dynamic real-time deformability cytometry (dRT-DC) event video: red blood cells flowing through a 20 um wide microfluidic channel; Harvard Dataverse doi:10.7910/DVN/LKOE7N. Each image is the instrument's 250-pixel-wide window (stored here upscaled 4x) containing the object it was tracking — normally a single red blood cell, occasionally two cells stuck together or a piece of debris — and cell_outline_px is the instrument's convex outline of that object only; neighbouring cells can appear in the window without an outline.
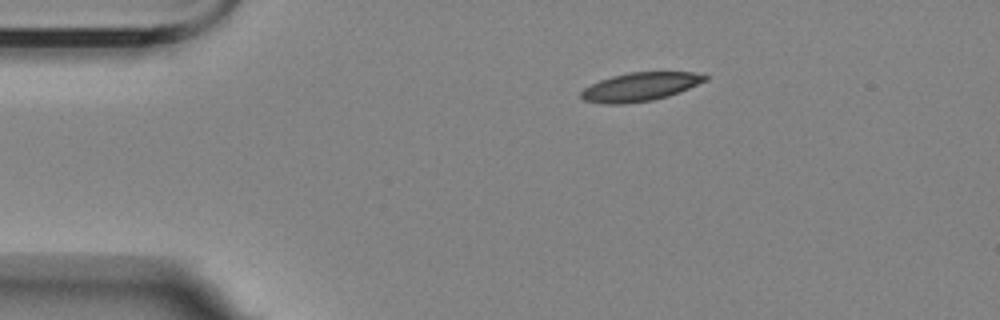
{"species": "Egyptian fruit bat (a non-hibernating species)", "species_latin": "Rousettus aegyptiacus", "temperature_condition": "room temperature", "stored_images_in_passage": 4, "camera_frame_rate_fps": 3000, "um_per_image_px": 0.085, "animal": {"sex": "female"}, "frame": {"image": 1, "passage_image": 1, "time_ms": 0.0, "image_size_px": [1000, 320], "cell_outline_px": [[708, 80], [668, 96], [652, 100], [624, 104], [608, 104], [584, 100], [580, 96], [580, 92], [584, 88], [600, 80], [612, 76], [628, 72], [692, 72], [708, 76]], "centroid_in_image_um": [54.4, 7.37], "position_along_channel_um": 30.6, "area_um2": 20.46}}
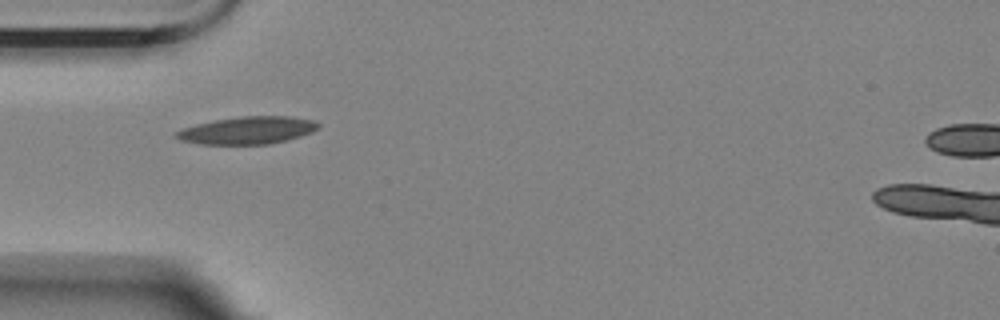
{"frame": {"image": 2, "passage_image": 3, "time_ms": 2.333, "image_size_px": [1000, 320], "cell_outline_px": [[320, 128], [312, 132], [300, 136], [268, 144], [200, 144], [180, 140], [172, 136], [172, 132], [196, 124], [216, 120], [240, 116], [292, 116], [316, 120], [320, 124]], "centroid_in_image_um": [21.03, 11.07], "position_along_channel_um": 64.0, "area_um2": 22.89}}
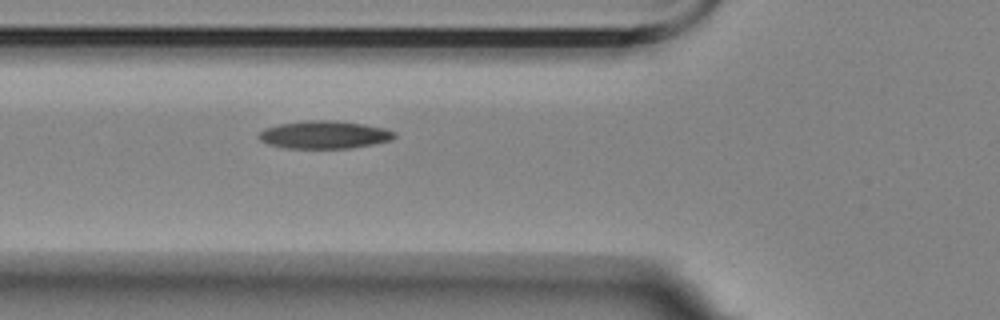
{"frame": {"image": 3, "passage_image": 4, "time_ms": 3.333, "image_size_px": [1000, 320], "cell_outline_px": [[396, 136], [392, 140], [352, 148], [284, 148], [268, 144], [260, 140], [256, 136], [264, 128], [280, 124], [308, 120], [332, 120], [364, 124], [384, 128], [396, 132]], "centroid_in_image_um": [27.56, 11.45], "position_along_channel_um": 98.2, "area_um2": 22.02}}